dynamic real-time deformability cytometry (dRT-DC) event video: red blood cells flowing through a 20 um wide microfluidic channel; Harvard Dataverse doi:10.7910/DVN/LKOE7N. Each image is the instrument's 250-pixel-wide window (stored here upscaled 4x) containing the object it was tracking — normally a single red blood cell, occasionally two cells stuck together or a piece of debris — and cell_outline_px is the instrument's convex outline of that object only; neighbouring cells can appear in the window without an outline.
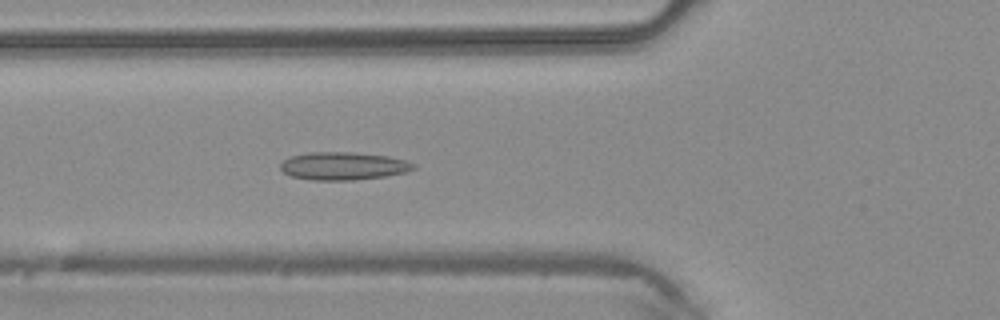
{"species": "common noctule bat (a hibernating species)", "species_latin": "Nyctalus noctula", "temperature_condition": "warm", "stored_images_in_passage": 47, "camera_frame_rate_fps": 3000, "um_per_image_px": 0.085, "animal": {"sex": "male", "body_mass_g": 20.4}, "frame": {"image": 1, "passage_image": 17, "time_ms": 5.333, "image_size_px": [1000, 320], "cell_outline_px": [[416, 168], [408, 172], [384, 176], [352, 180], [312, 180], [292, 176], [284, 172], [280, 168], [280, 164], [288, 156], [308, 152], [352, 152], [388, 156], [408, 160], [416, 164]], "centroid_in_image_um": [29.2, 14.1], "position_along_channel_um": 96.6, "area_um2": 21.79}}
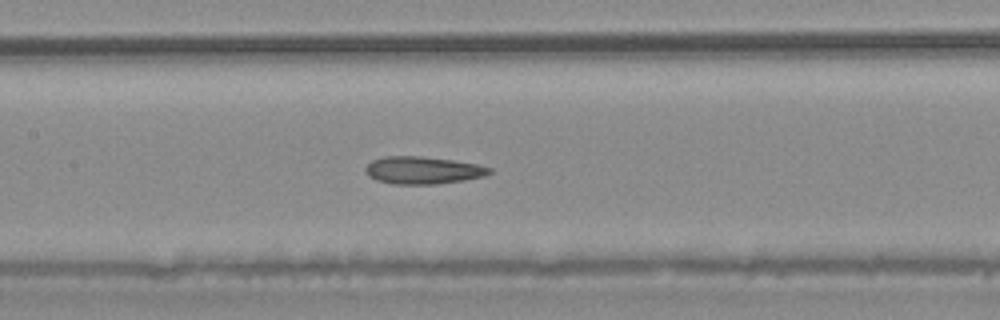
{"frame": {"image": 2, "passage_image": 22, "time_ms": 7.0, "image_size_px": [1000, 320], "cell_outline_px": [[492, 172], [484, 176], [464, 180], [436, 184], [392, 184], [376, 180], [368, 176], [364, 172], [364, 168], [372, 160], [384, 156], [420, 156], [452, 160], [476, 164], [492, 168]], "centroid_in_image_um": [35.9, 14.47], "position_along_channel_um": 171.5, "area_um2": 19.88}}
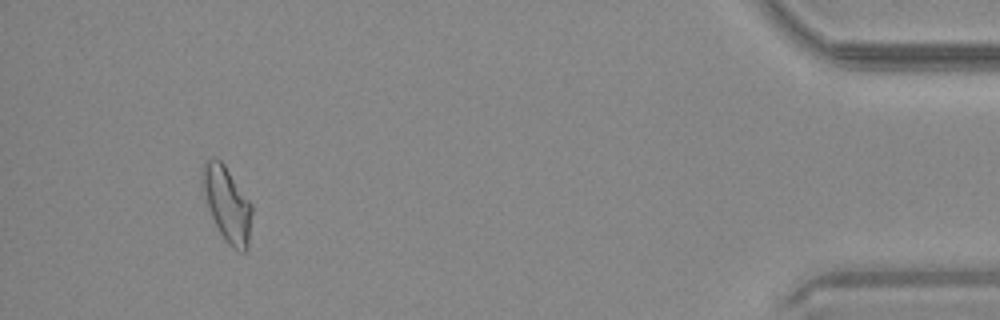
{"frame": {"image": 3, "passage_image": 43, "time_ms": 14.0, "image_size_px": [1000, 320], "cell_outline_px": [[252, 212], [248, 248], [244, 252], [232, 248], [228, 244], [220, 232], [208, 208], [200, 188], [200, 168], [204, 160], [220, 160], [224, 164], [252, 204]], "centroid_in_image_um": [19.26, 17.32], "position_along_channel_um": 415.9, "area_um2": 21.79}}